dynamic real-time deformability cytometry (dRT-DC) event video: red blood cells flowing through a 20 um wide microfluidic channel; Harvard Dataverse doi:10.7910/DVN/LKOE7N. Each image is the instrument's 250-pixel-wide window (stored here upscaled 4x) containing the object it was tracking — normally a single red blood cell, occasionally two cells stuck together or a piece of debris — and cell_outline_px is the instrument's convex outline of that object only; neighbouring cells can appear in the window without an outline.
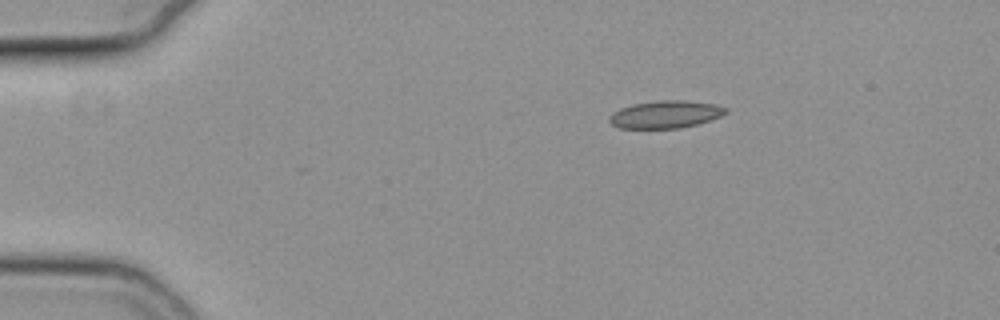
{"species": "common noctule bat (a hibernating species)", "species_latin": "Nyctalus noctula", "temperature_condition": "cold", "stored_images_in_passage": 43, "camera_frame_rate_fps": 3000, "um_per_image_px": 0.085, "animal": {"sex": "female", "body_mass_g": 19.3, "forearm_length_mm": 54.1}, "frame": {"image": 1, "passage_image": 1, "time_ms": 0.0, "image_size_px": [1000, 320], "cell_outline_px": [[728, 112], [720, 116], [696, 124], [680, 128], [620, 128], [612, 124], [608, 120], [608, 116], [612, 112], [620, 108], [632, 104], [660, 100], [680, 100], [716, 104], [728, 108]], "centroid_in_image_um": [56.54, 9.72], "position_along_channel_um": 28.5, "area_um2": 18.61}}
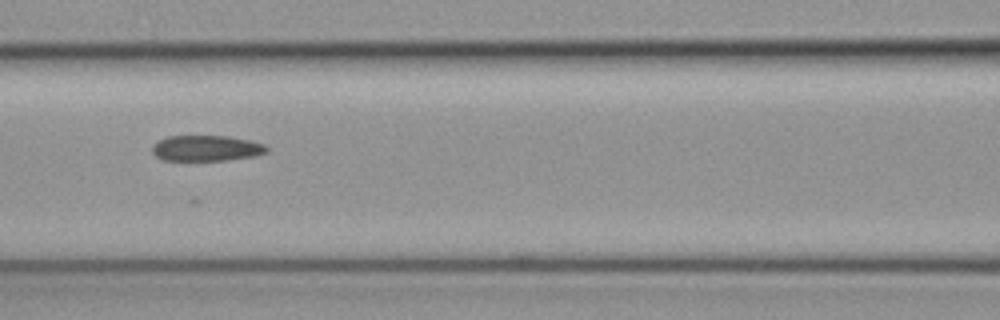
{"frame": {"image": 2, "passage_image": 16, "time_ms": 5.0, "image_size_px": [1000, 320], "cell_outline_px": [[268, 148], [264, 152], [252, 156], [224, 160], [164, 160], [156, 156], [152, 152], [152, 144], [168, 136], [228, 136], [248, 140], [264, 144]], "centroid_in_image_um": [17.48, 12.59], "position_along_channel_um": 149.1, "area_um2": 16.88}}
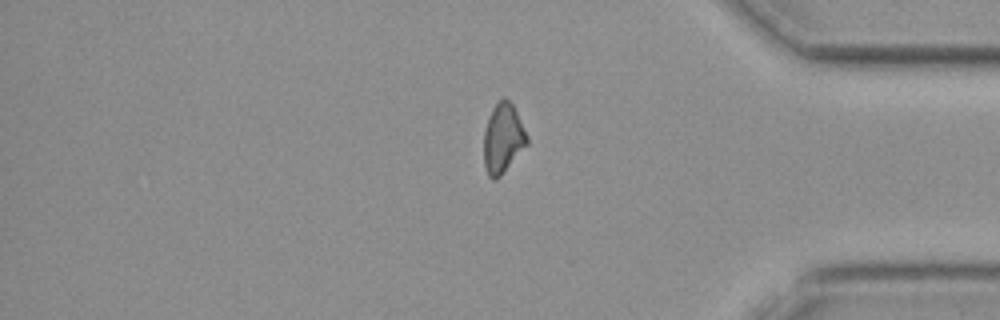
{"frame": {"image": 3, "passage_image": 37, "time_ms": 12.0, "image_size_px": [1000, 320], "cell_outline_px": [[528, 144], [504, 172], [496, 180], [492, 180], [488, 176], [484, 168], [484, 132], [488, 116], [492, 108], [504, 96], [512, 104], [528, 136]], "centroid_in_image_um": [42.74, 11.79], "position_along_channel_um": 392.5, "area_um2": 17.57}, "authors_computed_cell_mechanics": {"area_um2": 17.9758, "velocity_mm_per_s": 3.7984, "shape_relaxation_time_tau1_ms": null, "shape_relaxation_time_tau2_ms": 5.2597, "deformation_change_tau1": null, "deformation_change_tau2": 0.1119}}